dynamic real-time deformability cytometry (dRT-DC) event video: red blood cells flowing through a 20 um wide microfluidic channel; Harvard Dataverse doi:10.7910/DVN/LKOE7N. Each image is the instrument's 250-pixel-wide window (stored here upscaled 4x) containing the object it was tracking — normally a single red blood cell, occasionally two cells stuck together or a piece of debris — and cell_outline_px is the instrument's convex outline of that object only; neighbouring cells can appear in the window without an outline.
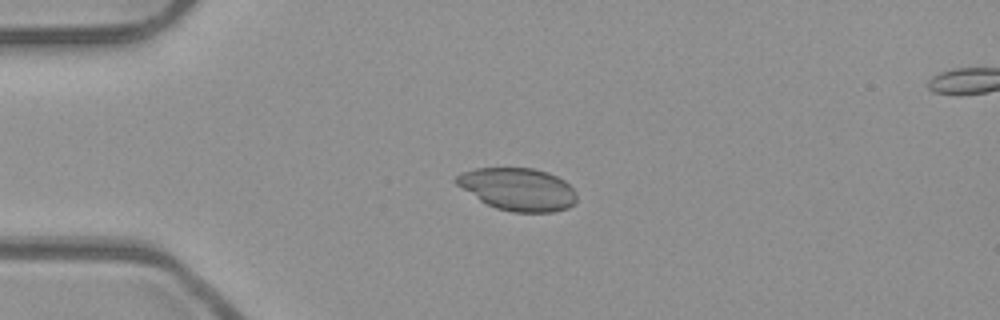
{"species": "common noctule bat (a hibernating species)", "species_latin": "Nyctalus noctula", "temperature_condition": "room temperature", "stored_images_in_passage": 18, "camera_frame_rate_fps": 3000, "um_per_image_px": 0.085, "animal": {"sex": "male", "body_mass_g": 23.1, "forearm_length_mm": 52.7}, "frame": {"image": 1, "passage_image": 13, "time_ms": 4.0, "image_size_px": [1000, 320], "cell_outline_px": [[576, 200], [568, 208], [552, 212], [512, 212], [496, 208], [480, 200], [456, 184], [452, 180], [460, 172], [476, 168], [532, 168], [548, 172], [564, 180], [576, 192]], "centroid_in_image_um": [44.0, 16.08], "position_along_channel_um": 41.0, "area_um2": 29.82}}